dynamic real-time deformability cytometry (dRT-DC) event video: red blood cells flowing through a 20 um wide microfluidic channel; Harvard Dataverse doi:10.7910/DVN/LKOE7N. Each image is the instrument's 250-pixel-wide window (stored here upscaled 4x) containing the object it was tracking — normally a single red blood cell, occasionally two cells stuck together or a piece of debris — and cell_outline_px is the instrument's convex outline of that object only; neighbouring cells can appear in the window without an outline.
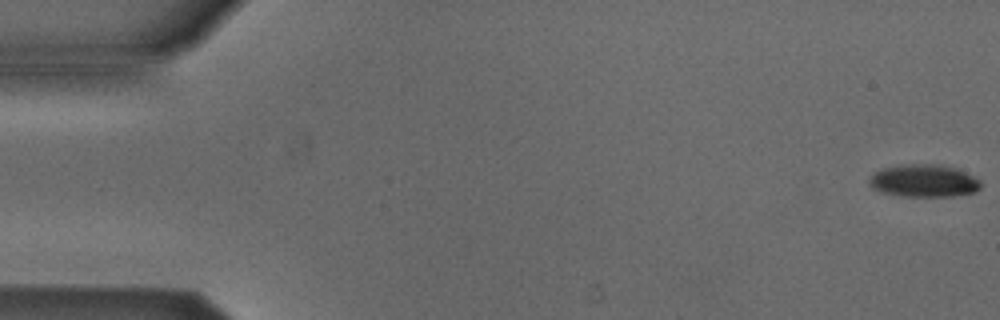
{"species": "Egyptian fruit bat (a non-hibernating species)", "species_latin": "Rousettus aegyptiacus", "temperature_condition": "cold", "stored_images_in_passage": 6, "camera_frame_rate_fps": 3000, "um_per_image_px": 0.085, "animal": {"sex": "male"}, "frame": {"image": 1, "passage_image": 1, "time_ms": 0.0, "image_size_px": [1000, 320], "cell_outline_px": [[980, 188], [976, 192], [952, 196], [904, 196], [880, 192], [872, 188], [868, 184], [868, 180], [872, 172], [880, 168], [904, 164], [932, 164], [956, 168], [980, 180]], "centroid_in_image_um": [78.46, 15.36], "position_along_channel_um": 6.5, "area_um2": 21.27}}